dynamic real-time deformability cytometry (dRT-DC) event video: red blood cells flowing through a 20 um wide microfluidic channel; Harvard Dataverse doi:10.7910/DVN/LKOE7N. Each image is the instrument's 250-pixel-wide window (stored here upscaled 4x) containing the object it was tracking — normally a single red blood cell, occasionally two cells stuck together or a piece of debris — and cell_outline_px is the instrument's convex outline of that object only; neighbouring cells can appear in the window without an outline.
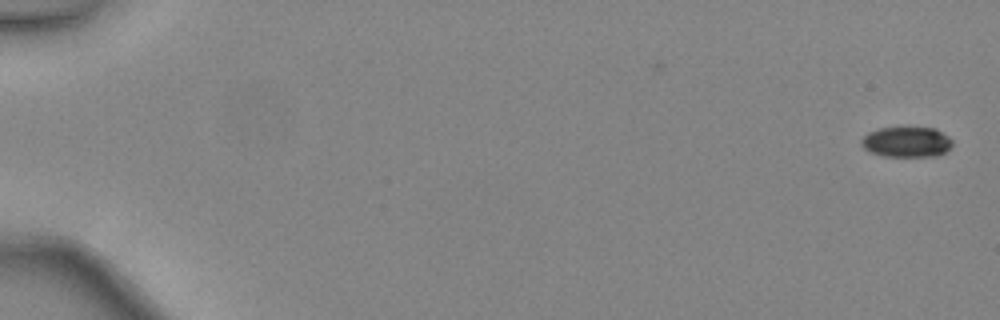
{"species": "common noctule bat (a hibernating species)", "species_latin": "Nyctalus noctula", "temperature_condition": "warm", "stored_images_in_passage": 48, "camera_frame_rate_fps": 3000, "um_per_image_px": 0.085, "animal": {"sex": "female", "body_mass_g": 24.6, "forearm_length_mm": 56.2}, "frame": {"image": 1, "passage_image": 1, "time_ms": 0.0, "image_size_px": [1000, 320], "cell_outline_px": [[952, 144], [944, 152], [936, 156], [884, 156], [872, 152], [864, 148], [860, 144], [860, 140], [868, 132], [880, 128], [936, 128], [948, 136], [952, 140]], "centroid_in_image_um": [77.05, 12.06], "position_along_channel_um": 8.0, "area_um2": 15.95}}
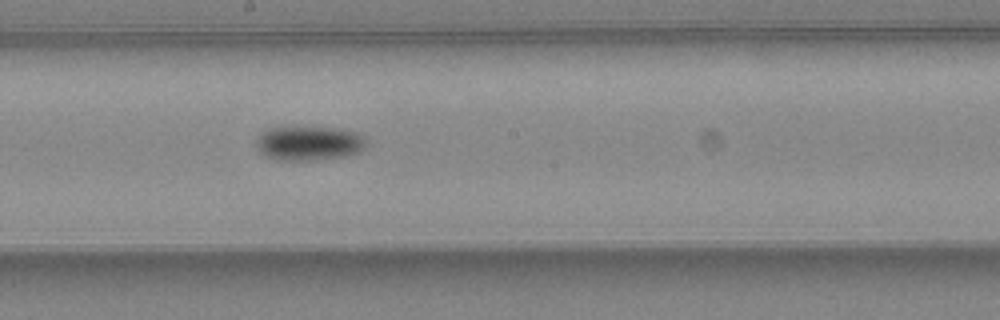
{"frame": {"image": 2, "passage_image": 28, "time_ms": 9.0, "image_size_px": [1000, 320], "cell_outline_px": [[364, 148], [356, 152], [344, 156], [312, 160], [276, 160], [264, 156], [256, 148], [256, 136], [260, 132], [268, 128], [340, 128], [352, 132], [360, 136], [364, 140]], "centroid_in_image_um": [26.14, 12.19], "position_along_channel_um": 222.1, "area_um2": 21.68}}
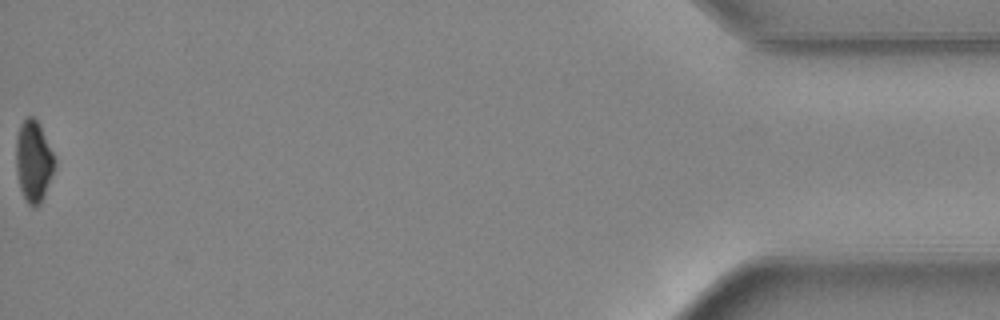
{"frame": {"image": 3, "passage_image": 48, "time_ms": 15.667, "image_size_px": [1000, 320], "cell_outline_px": [[56, 164], [44, 196], [40, 204], [36, 208], [32, 208], [24, 200], [20, 188], [16, 172], [16, 136], [20, 124], [28, 116], [32, 116], [40, 124], [56, 160]], "centroid_in_image_um": [2.84, 13.73], "position_along_channel_um": 432.4, "area_um2": 18.55}, "authors_computed_cell_mechanics": {"area_um2": 19.1029, "velocity_mm_per_s": 4.4893, "shape_relaxation_time_tau1_ms": 10.6667, "shape_relaxation_time_tau2_ms": null, "deformation_change_tau1": 0.2122, "deformation_change_tau2": null}}